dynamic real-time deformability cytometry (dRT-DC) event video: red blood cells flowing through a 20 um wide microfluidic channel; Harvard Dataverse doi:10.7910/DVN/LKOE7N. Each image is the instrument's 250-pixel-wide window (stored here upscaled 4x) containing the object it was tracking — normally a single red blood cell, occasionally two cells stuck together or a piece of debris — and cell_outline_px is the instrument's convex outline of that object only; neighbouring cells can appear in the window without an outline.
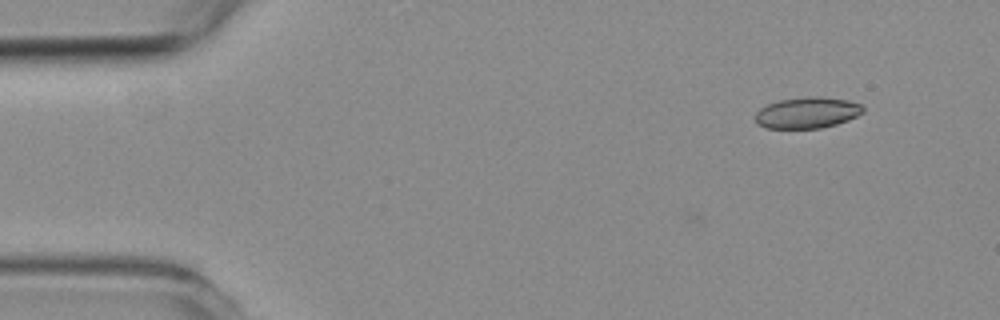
{"species": "common noctule bat (a hibernating species)", "species_latin": "Nyctalus noctula", "temperature_condition": "room temperature", "stored_images_in_passage": 4, "camera_frame_rate_fps": 3000, "um_per_image_px": 0.085, "animal": {"sex": "female", "body_mass_g": 19.3, "forearm_length_mm": 54.1}, "frame": {"image": 1, "passage_image": 1, "time_ms": 0.0, "image_size_px": [1000, 320], "cell_outline_px": [[864, 112], [848, 120], [836, 124], [820, 128], [764, 128], [756, 124], [756, 112], [760, 108], [768, 104], [780, 100], [808, 96], [820, 96], [848, 100], [860, 104], [864, 108]], "centroid_in_image_um": [68.61, 9.58], "position_along_channel_um": 16.4, "area_um2": 19.59}}